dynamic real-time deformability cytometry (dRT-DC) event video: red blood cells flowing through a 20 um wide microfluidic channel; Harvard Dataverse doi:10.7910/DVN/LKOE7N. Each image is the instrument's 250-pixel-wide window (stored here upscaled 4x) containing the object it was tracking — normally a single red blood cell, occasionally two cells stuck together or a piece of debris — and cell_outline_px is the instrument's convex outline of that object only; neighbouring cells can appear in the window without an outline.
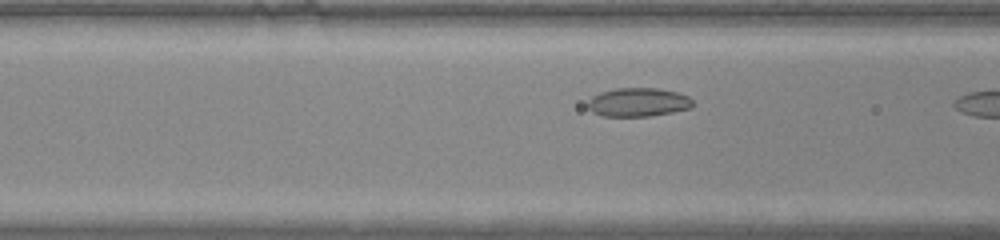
{"species": "common noctule bat (a hibernating species)", "species_latin": "Nyctalus noctula", "temperature_condition": "warm", "stored_images_in_passage": 7, "camera_frame_rate_fps": 3000, "um_per_image_px": 0.085, "animal": {"sex": "male", "body_mass_g": 20.0, "forearm_length_mm": 53.3}, "frame": {"image": 1, "passage_image": 6, "time_ms": 1.667, "image_size_px": [1000, 240], "cell_outline_px": [[696, 104], [692, 108], [652, 116], [600, 116], [592, 112], [588, 108], [588, 100], [592, 96], [600, 92], [616, 88], [656, 88], [676, 92], [688, 96]], "centroid_in_image_um": [54.25, 8.69], "position_along_channel_um": 112.4, "area_um2": 17.74}}